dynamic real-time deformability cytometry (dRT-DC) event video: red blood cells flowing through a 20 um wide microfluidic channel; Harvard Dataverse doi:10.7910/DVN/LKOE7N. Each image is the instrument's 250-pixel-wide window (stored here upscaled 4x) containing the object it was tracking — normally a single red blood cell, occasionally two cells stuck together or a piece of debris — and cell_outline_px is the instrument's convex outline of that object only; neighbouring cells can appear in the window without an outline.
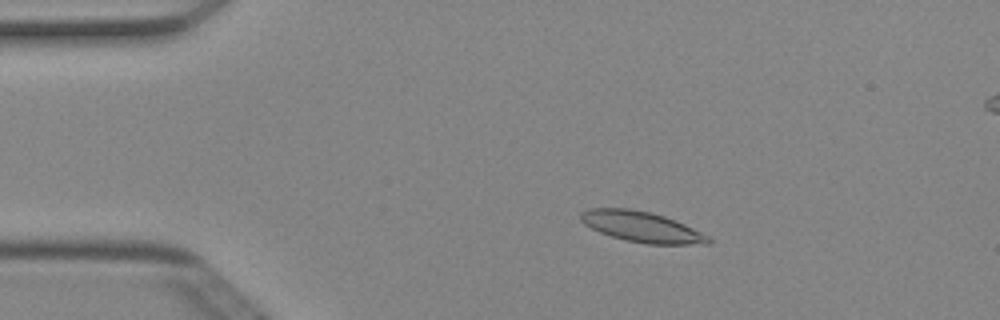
{"species": "Egyptian fruit bat (a non-hibernating species)", "species_latin": "Rousettus aegyptiacus", "temperature_condition": "cold", "stored_images_in_passage": 48, "camera_frame_rate_fps": 3000, "um_per_image_px": 0.085, "animal": {"sex": "female"}, "frame": {"image": 1, "passage_image": 6, "time_ms": 1.667, "image_size_px": [1000, 320], "cell_outline_px": [[712, 240], [708, 244], [648, 244], [624, 240], [600, 232], [584, 224], [580, 220], [580, 212], [588, 208], [628, 208], [648, 212], [664, 216], [684, 224], [708, 236]], "centroid_in_image_um": [54.51, 19.28], "position_along_channel_um": 30.5, "area_um2": 22.54}}
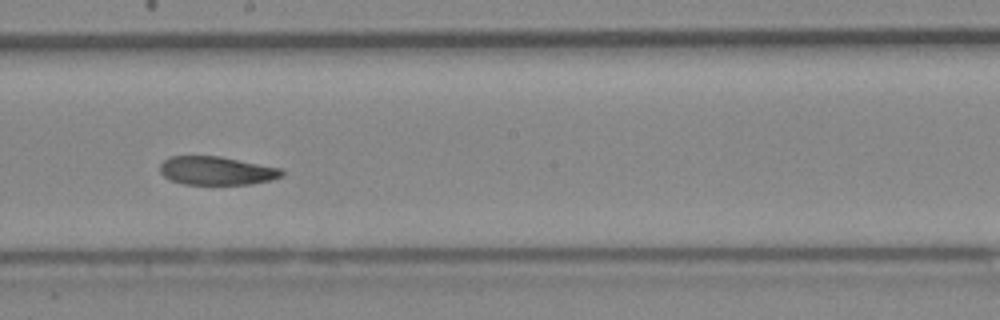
{"frame": {"image": 2, "passage_image": 25, "time_ms": 8.0, "image_size_px": [1000, 320], "cell_outline_px": [[284, 176], [272, 180], [248, 184], [184, 184], [172, 180], [164, 176], [160, 172], [160, 164], [168, 156], [220, 156], [280, 168], [284, 172]], "centroid_in_image_um": [18.41, 14.5], "position_along_channel_um": 229.8, "area_um2": 20.17}}
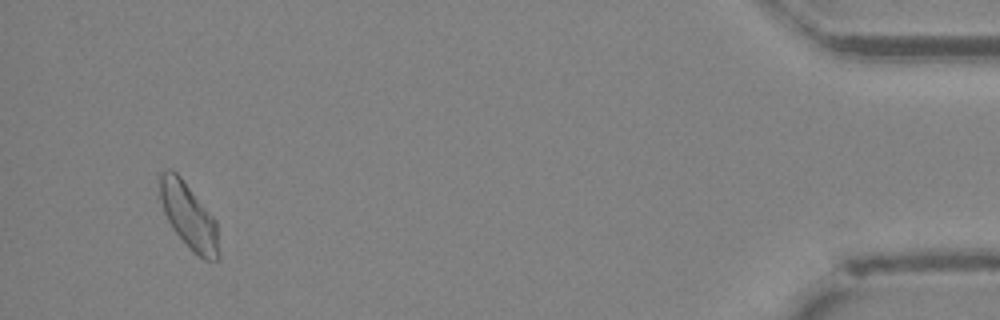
{"frame": {"image": 3, "passage_image": 45, "time_ms": 14.667, "image_size_px": [1000, 320], "cell_outline_px": [[220, 256], [216, 260], [204, 260], [172, 228], [164, 212], [160, 200], [156, 176], [164, 168], [172, 168], [180, 176], [216, 220]], "centroid_in_image_um": [16.0, 18.26], "position_along_channel_um": 419.2, "area_um2": 22.54}}